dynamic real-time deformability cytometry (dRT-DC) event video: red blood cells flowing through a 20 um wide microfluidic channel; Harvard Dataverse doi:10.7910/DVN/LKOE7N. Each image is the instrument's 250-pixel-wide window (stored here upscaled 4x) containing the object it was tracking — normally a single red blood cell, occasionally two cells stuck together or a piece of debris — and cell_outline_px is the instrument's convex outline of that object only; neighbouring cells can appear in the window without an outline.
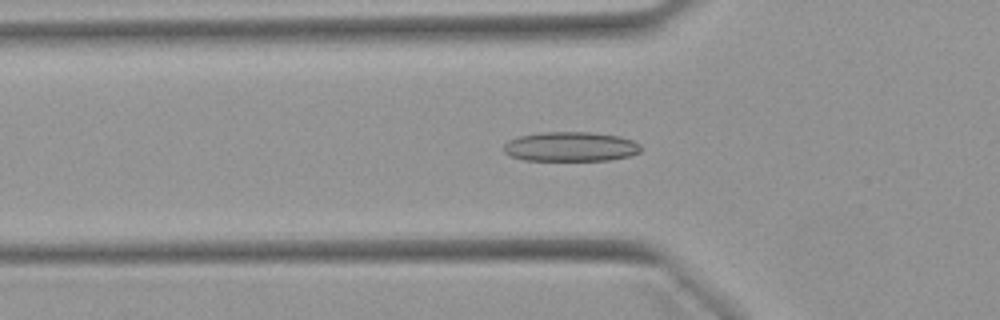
{"species": "Egyptian fruit bat (a non-hibernating species)", "species_latin": "Rousettus aegyptiacus", "temperature_condition": "warm", "stored_images_in_passage": 51, "camera_frame_rate_fps": 3000, "um_per_image_px": 0.085, "animal": {"sex": "female"}, "frame": {"image": 1, "passage_image": 17, "time_ms": 5.333, "image_size_px": [1000, 320], "cell_outline_px": [[640, 152], [628, 156], [608, 160], [524, 160], [512, 156], [504, 152], [504, 144], [508, 140], [520, 136], [544, 132], [592, 132], [620, 136], [632, 140], [640, 144]], "centroid_in_image_um": [48.51, 12.46], "position_along_channel_um": 77.3, "area_um2": 23.52}}
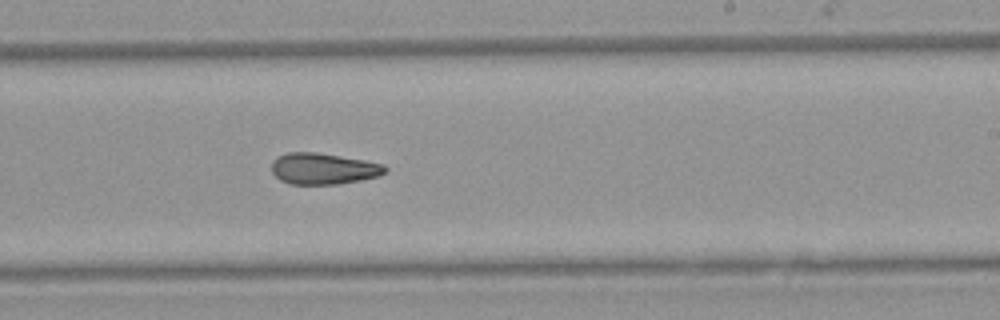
{"frame": {"image": 2, "passage_image": 31, "time_ms": 10.0, "image_size_px": [1000, 320], "cell_outline_px": [[388, 172], [380, 176], [340, 184], [288, 184], [280, 180], [272, 172], [272, 160], [276, 156], [288, 152], [316, 152], [364, 160], [384, 164], [388, 168]], "centroid_in_image_um": [27.49, 14.34], "position_along_channel_um": 261.5, "area_um2": 20.92}}
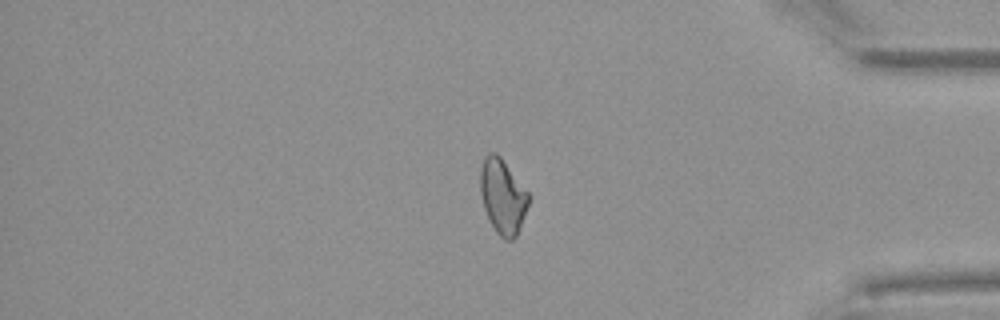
{"frame": {"image": 3, "passage_image": 43, "time_ms": 14.0, "image_size_px": [1000, 320], "cell_outline_px": [[528, 204], [516, 236], [512, 240], [504, 240], [496, 232], [484, 208], [480, 192], [480, 168], [484, 156], [488, 152], [496, 152], [500, 156], [528, 192]], "centroid_in_image_um": [42.7, 16.66], "position_along_channel_um": 392.5, "area_um2": 20.75}, "authors_computed_cell_mechanics": {"area_um2": 21.675, "velocity_mm_per_s": 3.9413, "shape_relaxation_time_tau1_ms": null, "shape_relaxation_time_tau2_ms": 4.7058, "deformation_change_tau1": null, "deformation_change_tau2": 0.1234}}